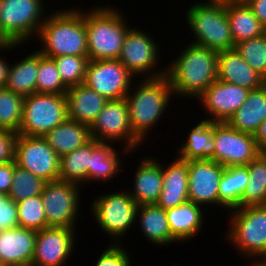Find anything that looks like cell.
Returning <instances> with one entry per match:
<instances>
[{"mask_svg":"<svg viewBox=\"0 0 266 266\" xmlns=\"http://www.w3.org/2000/svg\"><path fill=\"white\" fill-rule=\"evenodd\" d=\"M173 58L166 66V76L174 99H198L217 79L218 52L214 50L188 43Z\"/></svg>","mask_w":266,"mask_h":266,"instance_id":"6da1fadb","label":"cell"},{"mask_svg":"<svg viewBox=\"0 0 266 266\" xmlns=\"http://www.w3.org/2000/svg\"><path fill=\"white\" fill-rule=\"evenodd\" d=\"M74 7L57 9L46 16L36 36L40 39L42 47L38 51L42 55L49 58L88 56L85 9Z\"/></svg>","mask_w":266,"mask_h":266,"instance_id":"7a4b0ae2","label":"cell"},{"mask_svg":"<svg viewBox=\"0 0 266 266\" xmlns=\"http://www.w3.org/2000/svg\"><path fill=\"white\" fill-rule=\"evenodd\" d=\"M172 96L174 93L166 75L159 78H142L140 82H133L125 99L132 133L143 144L153 126L155 127L168 112L166 110L172 103Z\"/></svg>","mask_w":266,"mask_h":266,"instance_id":"3957f363","label":"cell"},{"mask_svg":"<svg viewBox=\"0 0 266 266\" xmlns=\"http://www.w3.org/2000/svg\"><path fill=\"white\" fill-rule=\"evenodd\" d=\"M110 5H92L85 10L89 60L118 59L125 35L132 27L122 10Z\"/></svg>","mask_w":266,"mask_h":266,"instance_id":"277c9868","label":"cell"},{"mask_svg":"<svg viewBox=\"0 0 266 266\" xmlns=\"http://www.w3.org/2000/svg\"><path fill=\"white\" fill-rule=\"evenodd\" d=\"M200 1L188 6L184 14L187 28L193 33L190 43L216 52L234 49L226 1Z\"/></svg>","mask_w":266,"mask_h":266,"instance_id":"5b68a950","label":"cell"},{"mask_svg":"<svg viewBox=\"0 0 266 266\" xmlns=\"http://www.w3.org/2000/svg\"><path fill=\"white\" fill-rule=\"evenodd\" d=\"M228 214L225 237L230 246L251 262H266V205L235 208Z\"/></svg>","mask_w":266,"mask_h":266,"instance_id":"8992f818","label":"cell"},{"mask_svg":"<svg viewBox=\"0 0 266 266\" xmlns=\"http://www.w3.org/2000/svg\"><path fill=\"white\" fill-rule=\"evenodd\" d=\"M46 0H0V36L8 44H26L44 23Z\"/></svg>","mask_w":266,"mask_h":266,"instance_id":"52a82bcc","label":"cell"},{"mask_svg":"<svg viewBox=\"0 0 266 266\" xmlns=\"http://www.w3.org/2000/svg\"><path fill=\"white\" fill-rule=\"evenodd\" d=\"M96 197L90 203L93 220L103 233L110 236V243H121L126 233L136 226L139 205L131 198L127 189L104 194L101 192Z\"/></svg>","mask_w":266,"mask_h":266,"instance_id":"ba28073f","label":"cell"},{"mask_svg":"<svg viewBox=\"0 0 266 266\" xmlns=\"http://www.w3.org/2000/svg\"><path fill=\"white\" fill-rule=\"evenodd\" d=\"M157 42L147 31L138 29V26L131 27L125 35L118 60L136 78L165 76L166 66L158 69L162 49Z\"/></svg>","mask_w":266,"mask_h":266,"instance_id":"9c48e42d","label":"cell"},{"mask_svg":"<svg viewBox=\"0 0 266 266\" xmlns=\"http://www.w3.org/2000/svg\"><path fill=\"white\" fill-rule=\"evenodd\" d=\"M68 118L65 94L33 93L24 98L18 134L44 136Z\"/></svg>","mask_w":266,"mask_h":266,"instance_id":"30bf717a","label":"cell"},{"mask_svg":"<svg viewBox=\"0 0 266 266\" xmlns=\"http://www.w3.org/2000/svg\"><path fill=\"white\" fill-rule=\"evenodd\" d=\"M81 188L78 184L61 180L46 182L41 197L48 227L77 229Z\"/></svg>","mask_w":266,"mask_h":266,"instance_id":"8fae6325","label":"cell"},{"mask_svg":"<svg viewBox=\"0 0 266 266\" xmlns=\"http://www.w3.org/2000/svg\"><path fill=\"white\" fill-rule=\"evenodd\" d=\"M89 128L91 138L99 142L120 143L132 152L143 146L132 133L125 98L109 100Z\"/></svg>","mask_w":266,"mask_h":266,"instance_id":"7c38bea8","label":"cell"},{"mask_svg":"<svg viewBox=\"0 0 266 266\" xmlns=\"http://www.w3.org/2000/svg\"><path fill=\"white\" fill-rule=\"evenodd\" d=\"M15 163L46 182L59 180L60 156L42 136L18 134L15 145Z\"/></svg>","mask_w":266,"mask_h":266,"instance_id":"4fadbf2b","label":"cell"},{"mask_svg":"<svg viewBox=\"0 0 266 266\" xmlns=\"http://www.w3.org/2000/svg\"><path fill=\"white\" fill-rule=\"evenodd\" d=\"M132 75L118 59L89 60L84 84L108 100L126 98L133 85Z\"/></svg>","mask_w":266,"mask_h":266,"instance_id":"5bb4252c","label":"cell"},{"mask_svg":"<svg viewBox=\"0 0 266 266\" xmlns=\"http://www.w3.org/2000/svg\"><path fill=\"white\" fill-rule=\"evenodd\" d=\"M260 154L252 134L235 130L227 122H215V162L224 167L248 165Z\"/></svg>","mask_w":266,"mask_h":266,"instance_id":"9a60e30c","label":"cell"},{"mask_svg":"<svg viewBox=\"0 0 266 266\" xmlns=\"http://www.w3.org/2000/svg\"><path fill=\"white\" fill-rule=\"evenodd\" d=\"M75 230L65 227H47L38 230L32 266L68 265L67 262L75 253L74 247L78 241L75 239L78 235Z\"/></svg>","mask_w":266,"mask_h":266,"instance_id":"2e32d148","label":"cell"},{"mask_svg":"<svg viewBox=\"0 0 266 266\" xmlns=\"http://www.w3.org/2000/svg\"><path fill=\"white\" fill-rule=\"evenodd\" d=\"M224 166L211 160L188 161V200L205 208L219 206V184Z\"/></svg>","mask_w":266,"mask_h":266,"instance_id":"e0dca14e","label":"cell"},{"mask_svg":"<svg viewBox=\"0 0 266 266\" xmlns=\"http://www.w3.org/2000/svg\"><path fill=\"white\" fill-rule=\"evenodd\" d=\"M249 92L247 88L216 79L197 100L207 114L203 120L227 122L244 104Z\"/></svg>","mask_w":266,"mask_h":266,"instance_id":"ac0fdd59","label":"cell"},{"mask_svg":"<svg viewBox=\"0 0 266 266\" xmlns=\"http://www.w3.org/2000/svg\"><path fill=\"white\" fill-rule=\"evenodd\" d=\"M138 164L131 181L134 187L127 191L138 205L156 204L163 190L162 162L150 155Z\"/></svg>","mask_w":266,"mask_h":266,"instance_id":"d6986e66","label":"cell"},{"mask_svg":"<svg viewBox=\"0 0 266 266\" xmlns=\"http://www.w3.org/2000/svg\"><path fill=\"white\" fill-rule=\"evenodd\" d=\"M36 234L20 226L0 231V266L32 265Z\"/></svg>","mask_w":266,"mask_h":266,"instance_id":"ffe728a7","label":"cell"},{"mask_svg":"<svg viewBox=\"0 0 266 266\" xmlns=\"http://www.w3.org/2000/svg\"><path fill=\"white\" fill-rule=\"evenodd\" d=\"M217 79L249 90L266 84V80L251 68L235 48L218 52Z\"/></svg>","mask_w":266,"mask_h":266,"instance_id":"44dd1931","label":"cell"},{"mask_svg":"<svg viewBox=\"0 0 266 266\" xmlns=\"http://www.w3.org/2000/svg\"><path fill=\"white\" fill-rule=\"evenodd\" d=\"M166 166L162 164L163 190L156 203L164 210L176 208L188 201L189 186L188 161L175 156Z\"/></svg>","mask_w":266,"mask_h":266,"instance_id":"7402d4cb","label":"cell"},{"mask_svg":"<svg viewBox=\"0 0 266 266\" xmlns=\"http://www.w3.org/2000/svg\"><path fill=\"white\" fill-rule=\"evenodd\" d=\"M65 95L68 118L89 127L109 101L84 83L69 87Z\"/></svg>","mask_w":266,"mask_h":266,"instance_id":"603a6c76","label":"cell"},{"mask_svg":"<svg viewBox=\"0 0 266 266\" xmlns=\"http://www.w3.org/2000/svg\"><path fill=\"white\" fill-rule=\"evenodd\" d=\"M203 209L188 200L176 208L165 210L171 237L176 242H188L197 236L205 221V210Z\"/></svg>","mask_w":266,"mask_h":266,"instance_id":"cb8c5ba5","label":"cell"},{"mask_svg":"<svg viewBox=\"0 0 266 266\" xmlns=\"http://www.w3.org/2000/svg\"><path fill=\"white\" fill-rule=\"evenodd\" d=\"M113 143L100 142L91 151V162L88 169V185L90 182H110L123 171V154L128 155L133 152L125 147H121V152L114 148ZM121 154V156H120ZM121 157V159H120Z\"/></svg>","mask_w":266,"mask_h":266,"instance_id":"d4e9b609","label":"cell"},{"mask_svg":"<svg viewBox=\"0 0 266 266\" xmlns=\"http://www.w3.org/2000/svg\"><path fill=\"white\" fill-rule=\"evenodd\" d=\"M188 131L187 139L177 148L176 157L184 160L211 159L214 161L215 122L199 120ZM185 141V142H184Z\"/></svg>","mask_w":266,"mask_h":266,"instance_id":"484cf974","label":"cell"},{"mask_svg":"<svg viewBox=\"0 0 266 266\" xmlns=\"http://www.w3.org/2000/svg\"><path fill=\"white\" fill-rule=\"evenodd\" d=\"M140 220V221H139ZM141 234L152 246L177 243L172 237L165 210L157 204L139 205L136 214Z\"/></svg>","mask_w":266,"mask_h":266,"instance_id":"4316f807","label":"cell"},{"mask_svg":"<svg viewBox=\"0 0 266 266\" xmlns=\"http://www.w3.org/2000/svg\"><path fill=\"white\" fill-rule=\"evenodd\" d=\"M266 119V84L250 90L244 104L228 119L227 123L235 130L254 134Z\"/></svg>","mask_w":266,"mask_h":266,"instance_id":"83f0119b","label":"cell"},{"mask_svg":"<svg viewBox=\"0 0 266 266\" xmlns=\"http://www.w3.org/2000/svg\"><path fill=\"white\" fill-rule=\"evenodd\" d=\"M43 137L60 157L80 148L92 139L89 126L69 118Z\"/></svg>","mask_w":266,"mask_h":266,"instance_id":"f1b7e54d","label":"cell"},{"mask_svg":"<svg viewBox=\"0 0 266 266\" xmlns=\"http://www.w3.org/2000/svg\"><path fill=\"white\" fill-rule=\"evenodd\" d=\"M226 15L234 44L266 32L265 27L244 1H226Z\"/></svg>","mask_w":266,"mask_h":266,"instance_id":"f546056e","label":"cell"},{"mask_svg":"<svg viewBox=\"0 0 266 266\" xmlns=\"http://www.w3.org/2000/svg\"><path fill=\"white\" fill-rule=\"evenodd\" d=\"M38 69L39 51L36 50L10 64L5 88L24 97L36 93Z\"/></svg>","mask_w":266,"mask_h":266,"instance_id":"4dcf8cb0","label":"cell"},{"mask_svg":"<svg viewBox=\"0 0 266 266\" xmlns=\"http://www.w3.org/2000/svg\"><path fill=\"white\" fill-rule=\"evenodd\" d=\"M100 142L91 139L80 148L60 157L59 180L83 186L88 183V169L91 162V151Z\"/></svg>","mask_w":266,"mask_h":266,"instance_id":"1f68e13d","label":"cell"},{"mask_svg":"<svg viewBox=\"0 0 266 266\" xmlns=\"http://www.w3.org/2000/svg\"><path fill=\"white\" fill-rule=\"evenodd\" d=\"M248 182L246 165L225 167L219 184V207L227 212L240 208V200Z\"/></svg>","mask_w":266,"mask_h":266,"instance_id":"d6a6232c","label":"cell"},{"mask_svg":"<svg viewBox=\"0 0 266 266\" xmlns=\"http://www.w3.org/2000/svg\"><path fill=\"white\" fill-rule=\"evenodd\" d=\"M249 182L240 200V208L266 205V159L260 154L248 165Z\"/></svg>","mask_w":266,"mask_h":266,"instance_id":"836d02e7","label":"cell"},{"mask_svg":"<svg viewBox=\"0 0 266 266\" xmlns=\"http://www.w3.org/2000/svg\"><path fill=\"white\" fill-rule=\"evenodd\" d=\"M24 98L5 87L0 88V129L19 132L23 118Z\"/></svg>","mask_w":266,"mask_h":266,"instance_id":"e575fe53","label":"cell"},{"mask_svg":"<svg viewBox=\"0 0 266 266\" xmlns=\"http://www.w3.org/2000/svg\"><path fill=\"white\" fill-rule=\"evenodd\" d=\"M46 181L33 175L30 171L16 165L14 161L13 182L8 193V197L14 202L26 200L28 198L41 195Z\"/></svg>","mask_w":266,"mask_h":266,"instance_id":"d590c367","label":"cell"},{"mask_svg":"<svg viewBox=\"0 0 266 266\" xmlns=\"http://www.w3.org/2000/svg\"><path fill=\"white\" fill-rule=\"evenodd\" d=\"M68 87L62 82L53 58L39 52V69L36 77V93L66 94Z\"/></svg>","mask_w":266,"mask_h":266,"instance_id":"8d00e7d4","label":"cell"},{"mask_svg":"<svg viewBox=\"0 0 266 266\" xmlns=\"http://www.w3.org/2000/svg\"><path fill=\"white\" fill-rule=\"evenodd\" d=\"M18 226L33 230L47 228L44 204L41 195H37L16 203Z\"/></svg>","mask_w":266,"mask_h":266,"instance_id":"74e56055","label":"cell"},{"mask_svg":"<svg viewBox=\"0 0 266 266\" xmlns=\"http://www.w3.org/2000/svg\"><path fill=\"white\" fill-rule=\"evenodd\" d=\"M235 49L266 80V33L238 42Z\"/></svg>","mask_w":266,"mask_h":266,"instance_id":"f35d334b","label":"cell"},{"mask_svg":"<svg viewBox=\"0 0 266 266\" xmlns=\"http://www.w3.org/2000/svg\"><path fill=\"white\" fill-rule=\"evenodd\" d=\"M62 82L69 88L83 84L86 76L88 56H59L53 58Z\"/></svg>","mask_w":266,"mask_h":266,"instance_id":"ab89813d","label":"cell"},{"mask_svg":"<svg viewBox=\"0 0 266 266\" xmlns=\"http://www.w3.org/2000/svg\"><path fill=\"white\" fill-rule=\"evenodd\" d=\"M105 250L98 256L95 266H132L131 253L125 249V243H108Z\"/></svg>","mask_w":266,"mask_h":266,"instance_id":"60d3db41","label":"cell"},{"mask_svg":"<svg viewBox=\"0 0 266 266\" xmlns=\"http://www.w3.org/2000/svg\"><path fill=\"white\" fill-rule=\"evenodd\" d=\"M18 226L16 202L0 193V231Z\"/></svg>","mask_w":266,"mask_h":266,"instance_id":"b9f144b4","label":"cell"},{"mask_svg":"<svg viewBox=\"0 0 266 266\" xmlns=\"http://www.w3.org/2000/svg\"><path fill=\"white\" fill-rule=\"evenodd\" d=\"M18 133L0 129V164L15 161V145Z\"/></svg>","mask_w":266,"mask_h":266,"instance_id":"7bdbcfd3","label":"cell"},{"mask_svg":"<svg viewBox=\"0 0 266 266\" xmlns=\"http://www.w3.org/2000/svg\"><path fill=\"white\" fill-rule=\"evenodd\" d=\"M14 161L0 164V193L8 196L13 182Z\"/></svg>","mask_w":266,"mask_h":266,"instance_id":"ee69618b","label":"cell"},{"mask_svg":"<svg viewBox=\"0 0 266 266\" xmlns=\"http://www.w3.org/2000/svg\"><path fill=\"white\" fill-rule=\"evenodd\" d=\"M18 46H22V44H7L5 46L0 47V52L1 51L9 52L11 50L13 51V50H16L15 48L18 49L19 48ZM9 68H10V63H8L5 57L1 56L0 54V88L5 87Z\"/></svg>","mask_w":266,"mask_h":266,"instance_id":"f6af8a7d","label":"cell"},{"mask_svg":"<svg viewBox=\"0 0 266 266\" xmlns=\"http://www.w3.org/2000/svg\"><path fill=\"white\" fill-rule=\"evenodd\" d=\"M244 2L266 29V0H245Z\"/></svg>","mask_w":266,"mask_h":266,"instance_id":"bcb514c9","label":"cell"},{"mask_svg":"<svg viewBox=\"0 0 266 266\" xmlns=\"http://www.w3.org/2000/svg\"><path fill=\"white\" fill-rule=\"evenodd\" d=\"M253 137L259 150H264L266 148V119L258 126Z\"/></svg>","mask_w":266,"mask_h":266,"instance_id":"7dc6e473","label":"cell"},{"mask_svg":"<svg viewBox=\"0 0 266 266\" xmlns=\"http://www.w3.org/2000/svg\"><path fill=\"white\" fill-rule=\"evenodd\" d=\"M250 266H266V262H253Z\"/></svg>","mask_w":266,"mask_h":266,"instance_id":"c3c4849f","label":"cell"},{"mask_svg":"<svg viewBox=\"0 0 266 266\" xmlns=\"http://www.w3.org/2000/svg\"><path fill=\"white\" fill-rule=\"evenodd\" d=\"M8 43L0 36V47L7 45Z\"/></svg>","mask_w":266,"mask_h":266,"instance_id":"681fc988","label":"cell"},{"mask_svg":"<svg viewBox=\"0 0 266 266\" xmlns=\"http://www.w3.org/2000/svg\"><path fill=\"white\" fill-rule=\"evenodd\" d=\"M261 155L266 159V148L261 151Z\"/></svg>","mask_w":266,"mask_h":266,"instance_id":"f907efd6","label":"cell"},{"mask_svg":"<svg viewBox=\"0 0 266 266\" xmlns=\"http://www.w3.org/2000/svg\"><path fill=\"white\" fill-rule=\"evenodd\" d=\"M205 1H233V0H205Z\"/></svg>","mask_w":266,"mask_h":266,"instance_id":"816d5d0a","label":"cell"},{"mask_svg":"<svg viewBox=\"0 0 266 266\" xmlns=\"http://www.w3.org/2000/svg\"><path fill=\"white\" fill-rule=\"evenodd\" d=\"M9 266H32V265H9Z\"/></svg>","mask_w":266,"mask_h":266,"instance_id":"f5cc1de1","label":"cell"}]
</instances>
